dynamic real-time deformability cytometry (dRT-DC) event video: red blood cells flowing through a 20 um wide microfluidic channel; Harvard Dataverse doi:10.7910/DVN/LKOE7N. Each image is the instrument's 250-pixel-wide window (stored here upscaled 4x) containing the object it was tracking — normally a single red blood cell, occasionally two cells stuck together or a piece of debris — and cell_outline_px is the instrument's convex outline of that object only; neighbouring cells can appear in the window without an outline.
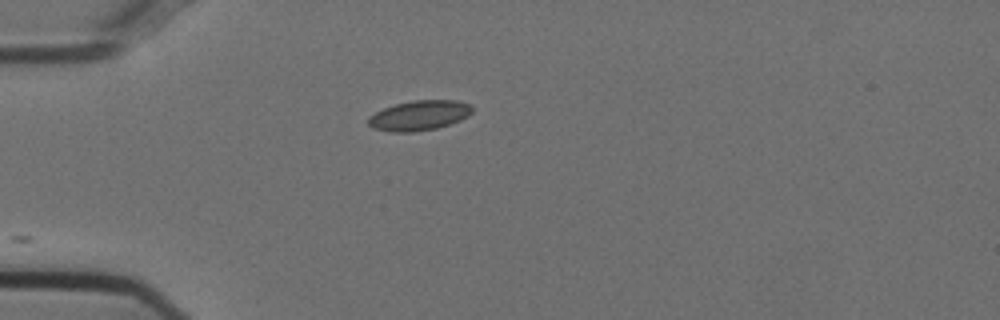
{"species": "Egyptian fruit bat (a non-hibernating species)", "species_latin": "Rousettus aegyptiacus", "temperature_condition": "cold", "stored_images_in_passage": 28, "camera_frame_rate_fps": 3000, "um_per_image_px": 0.085, "animal": {"sex": "female"}, "frame": {"image": 1, "passage_image": 1, "time_ms": 0.0, "image_size_px": [1000, 320], "cell_outline_px": [[472, 112], [468, 116], [460, 120], [436, 128], [412, 132], [392, 132], [372, 128], [368, 124], [368, 116], [384, 108], [396, 104], [412, 100], [456, 100], [472, 104]], "centroid_in_image_um": [35.64, 9.81], "position_along_channel_um": 49.4, "area_um2": 18.15}}
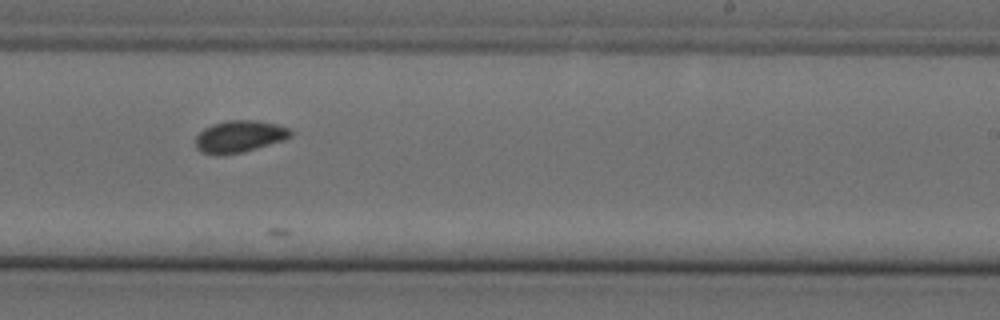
{"frame": {"image": 2, "passage_image": 20, "time_ms": 6.333, "image_size_px": [1000, 320], "cell_outline_px": [[292, 136], [284, 140], [244, 152], [216, 156], [200, 152], [196, 148], [196, 136], [204, 128], [212, 124], [228, 120], [256, 120], [276, 124], [292, 128]], "centroid_in_image_um": [20.36, 11.61], "position_along_channel_um": 268.6, "area_um2": 17.98}}
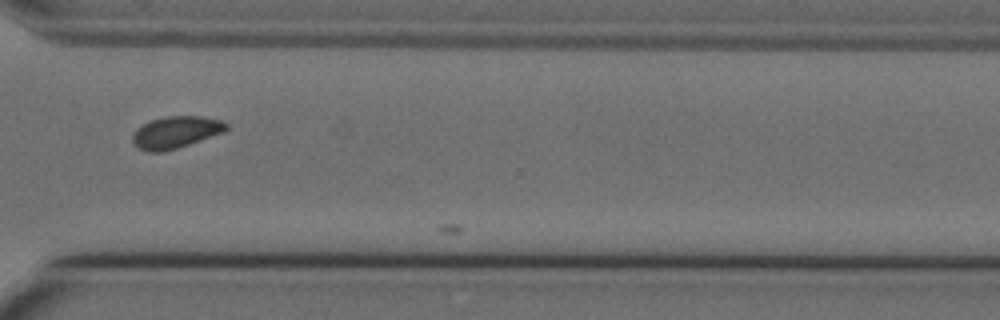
{"frame": {"image": 3, "passage_image": 27, "time_ms": 8.667, "image_size_px": [1000, 320], "cell_outline_px": [[228, 128], [224, 132], [176, 148], [160, 152], [148, 152], [140, 148], [132, 140], [132, 132], [136, 128], [152, 120], [164, 116], [200, 116], [224, 120], [228, 124]], "centroid_in_image_um": [14.95, 11.22], "position_along_channel_um": 355.6, "area_um2": 17.34}}